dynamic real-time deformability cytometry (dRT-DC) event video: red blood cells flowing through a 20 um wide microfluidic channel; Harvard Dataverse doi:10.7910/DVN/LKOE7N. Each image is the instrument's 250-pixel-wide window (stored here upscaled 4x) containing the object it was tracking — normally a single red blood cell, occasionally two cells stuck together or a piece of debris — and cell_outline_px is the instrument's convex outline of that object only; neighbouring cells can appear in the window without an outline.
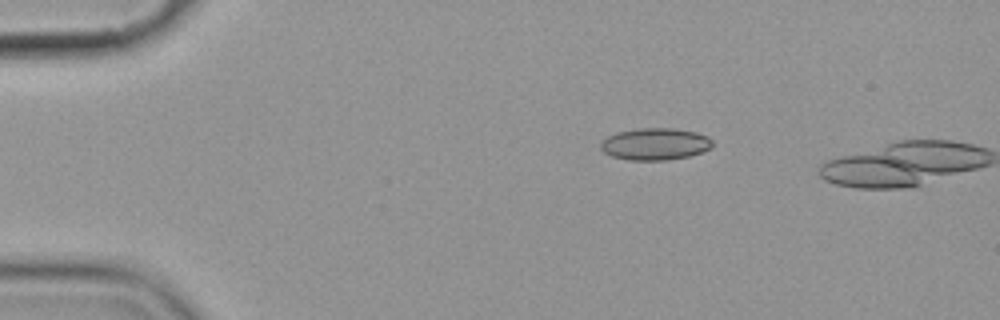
{"species": "common noctule bat (a hibernating species)", "species_latin": "Nyctalus noctula", "temperature_condition": "cold", "stored_images_in_passage": 2, "camera_frame_rate_fps": 3000, "um_per_image_px": 0.085, "animal": {"sex": "female", "body_mass_g": 19.9}, "frame": {"image": 1, "passage_image": 1, "time_ms": 0.0, "image_size_px": [1000, 320], "cell_outline_px": [[712, 148], [688, 156], [668, 160], [628, 160], [612, 156], [604, 152], [600, 148], [600, 140], [616, 132], [640, 128], [672, 128], [696, 132], [708, 136], [712, 140]], "centroid_in_image_um": [55.66, 12.24], "position_along_channel_um": 29.3, "area_um2": 20.92}}